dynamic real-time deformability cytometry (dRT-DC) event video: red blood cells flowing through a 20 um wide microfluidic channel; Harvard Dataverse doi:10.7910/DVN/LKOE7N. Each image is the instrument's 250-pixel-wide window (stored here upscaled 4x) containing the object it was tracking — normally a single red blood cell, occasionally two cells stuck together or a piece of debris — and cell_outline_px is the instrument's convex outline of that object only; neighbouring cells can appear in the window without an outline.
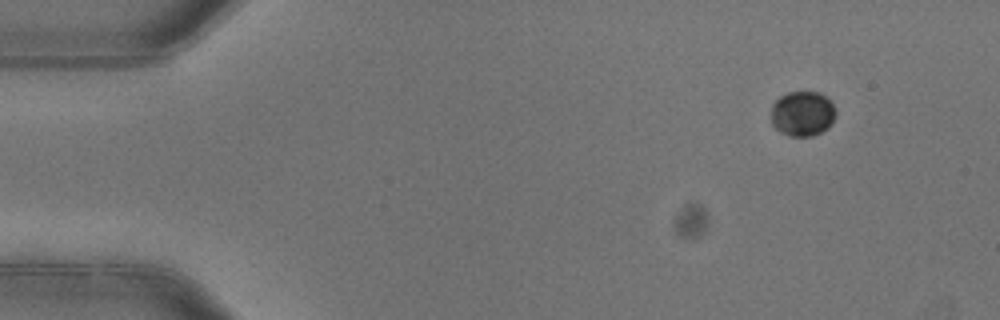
{"species": "common noctule bat (a hibernating species)", "species_latin": "Nyctalus noctula", "temperature_condition": "warm", "stored_images_in_passage": 4, "camera_frame_rate_fps": 3000, "um_per_image_px": 0.085, "animal": {"sex": "female"}, "frame": {"image": 1, "passage_image": 1, "time_ms": 0.0, "image_size_px": [1000, 320], "cell_outline_px": [[836, 112], [828, 128], [812, 136], [788, 136], [780, 132], [772, 124], [772, 104], [780, 96], [788, 92], [820, 92], [832, 104]], "centroid_in_image_um": [68.19, 9.66], "position_along_channel_um": 16.8, "area_um2": 16.82}}
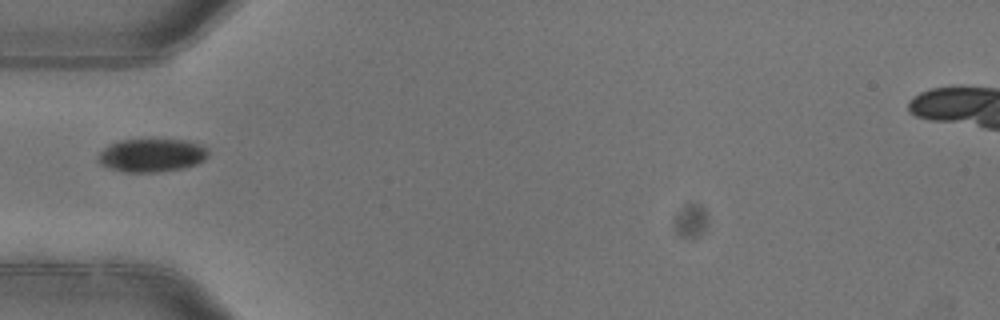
{"frame": {"image": 2, "passage_image": 4, "time_ms": 1.0, "image_size_px": [1000, 320], "cell_outline_px": [[208, 156], [204, 160], [196, 164], [184, 168], [156, 172], [124, 172], [108, 168], [100, 164], [100, 152], [108, 144], [120, 140], [188, 140], [200, 144], [208, 148]], "centroid_in_image_um": [12.92, 13.2], "position_along_channel_um": 72.1, "area_um2": 21.33}}